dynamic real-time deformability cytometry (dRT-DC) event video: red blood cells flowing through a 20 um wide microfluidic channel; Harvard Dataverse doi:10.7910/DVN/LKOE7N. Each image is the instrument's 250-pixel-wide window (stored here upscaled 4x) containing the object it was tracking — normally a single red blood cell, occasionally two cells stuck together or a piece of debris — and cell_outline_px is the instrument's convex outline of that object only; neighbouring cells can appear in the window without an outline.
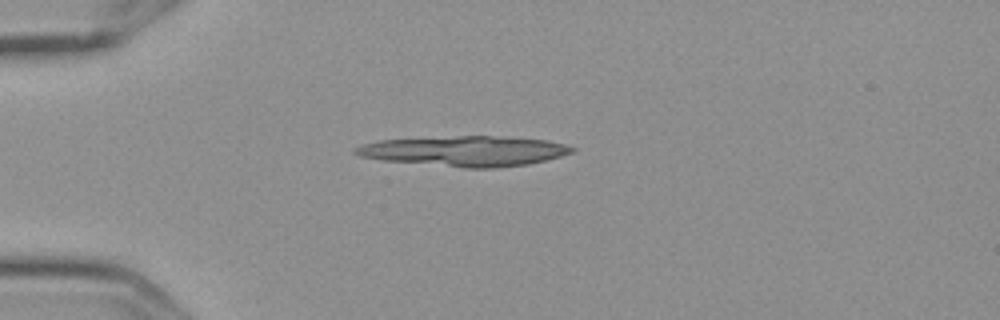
{"species": "Egyptian fruit bat (a non-hibernating species)", "species_latin": "Rousettus aegyptiacus", "temperature_condition": "cold", "stored_images_in_passage": 1, "camera_frame_rate_fps": 3000, "um_per_image_px": 0.085, "frame": {"image": 1, "passage_image": 1, "time_ms": 0.0, "image_size_px": [1000, 320], "cell_outline_px": [[576, 152], [548, 160], [528, 164], [496, 168], [464, 168], [384, 160], [360, 156], [352, 152], [352, 148], [364, 144], [380, 140], [460, 136], [492, 136], [548, 140], [564, 144], [576, 148]], "centroid_in_image_um": [39.56, 12.85], "position_along_channel_um": 45.4, "area_um2": 38.09}}